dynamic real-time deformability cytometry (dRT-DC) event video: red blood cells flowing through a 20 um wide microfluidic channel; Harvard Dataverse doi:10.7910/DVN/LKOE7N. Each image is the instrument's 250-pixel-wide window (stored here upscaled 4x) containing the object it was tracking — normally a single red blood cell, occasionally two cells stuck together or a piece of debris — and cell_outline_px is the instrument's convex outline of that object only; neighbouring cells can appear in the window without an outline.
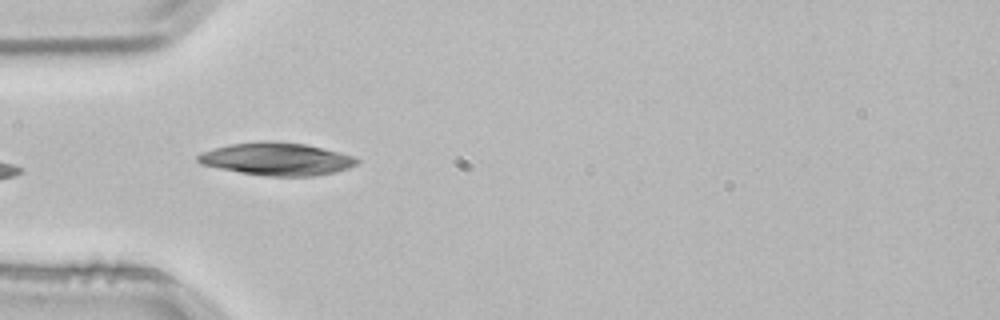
{"species": "common noctule bat (a hibernating species)", "species_latin": "Nyctalus noctula", "temperature_condition": "room temperature", "stored_images_in_passage": 4, "camera_frame_rate_fps": 3000, "um_per_image_px": 0.085, "animal": {"sex": "male", "body_mass_g": 21.5, "forearm_length_mm": 52.0}, "frame": {"image": 1, "passage_image": 4, "time_ms": 1.0, "image_size_px": [1000, 320], "cell_outline_px": [[360, 160], [356, 164], [348, 168], [336, 172], [312, 176], [264, 176], [240, 172], [200, 164], [196, 160], [196, 156], [204, 152], [216, 148], [232, 144], [268, 140], [304, 144], [340, 152], [356, 156]], "centroid_in_image_um": [23.56, 13.52], "position_along_channel_um": 61.4, "area_um2": 30.11}}